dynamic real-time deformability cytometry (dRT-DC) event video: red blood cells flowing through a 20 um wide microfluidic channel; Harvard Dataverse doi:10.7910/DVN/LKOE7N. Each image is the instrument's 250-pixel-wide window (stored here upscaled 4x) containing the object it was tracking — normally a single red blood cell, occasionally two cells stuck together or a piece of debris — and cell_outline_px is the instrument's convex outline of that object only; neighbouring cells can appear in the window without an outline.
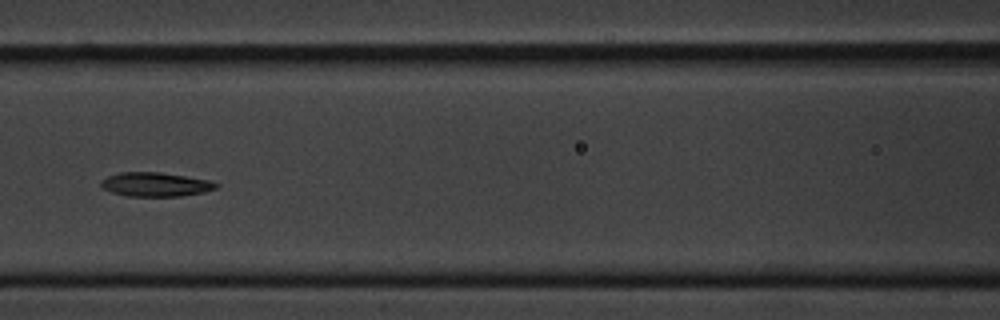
{"species": "common noctule bat (a hibernating species)", "species_latin": "Nyctalus noctula", "temperature_condition": "cold", "stored_images_in_passage": 11, "camera_frame_rate_fps": 3000, "um_per_image_px": 0.085, "animal": {"sex": "male", "body_mass_g": 20.1, "forearm_length_mm": 53.5}, "frame": {"image": 1, "passage_image": 7, "time_ms": 7.667, "image_size_px": [1000, 320], "cell_outline_px": [[220, 184], [216, 188], [204, 192], [180, 196], [128, 196], [112, 192], [100, 188], [100, 180], [108, 176], [120, 172], [160, 172], [208, 180]], "centroid_in_image_um": [13.17, 15.67], "position_along_channel_um": 153.4, "area_um2": 16.13}}
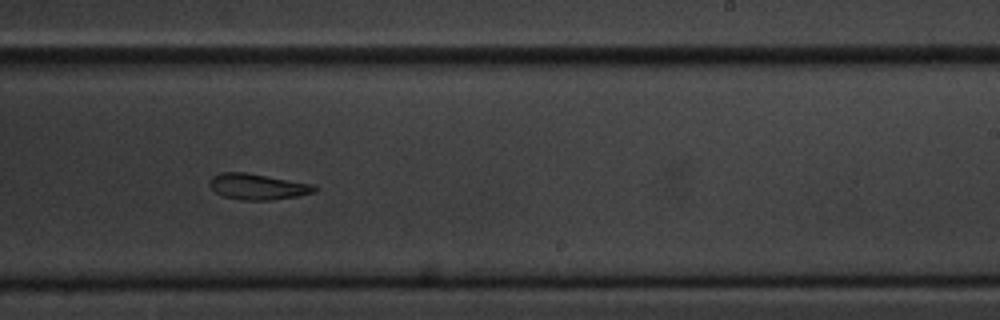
{"frame": {"image": 2, "passage_image": 10, "time_ms": 11.0, "image_size_px": [1000, 320], "cell_outline_px": [[320, 188], [316, 192], [296, 196], [272, 200], [240, 200], [224, 196], [216, 192], [208, 184], [208, 180], [212, 176], [220, 172], [248, 172], [316, 184]], "centroid_in_image_um": [21.94, 15.85], "position_along_channel_um": 267.1, "area_um2": 16.24}}
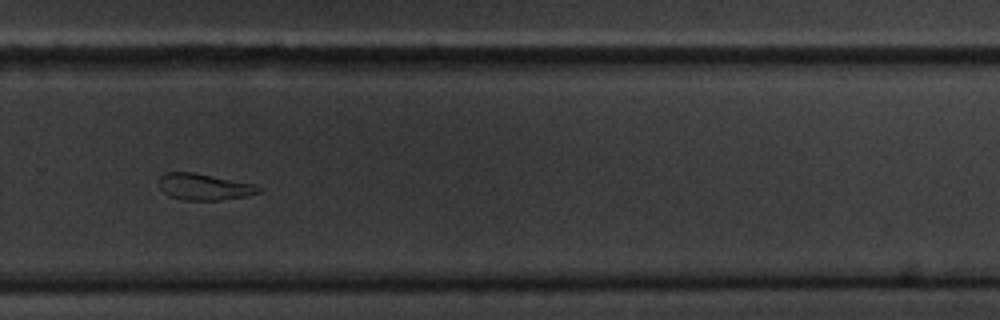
{"frame": {"image": 3, "passage_image": 11, "time_ms": 12.333, "image_size_px": [1000, 320], "cell_outline_px": [[264, 188], [260, 192], [248, 196], [220, 200], [184, 200], [168, 196], [160, 188], [160, 176], [168, 172], [192, 172], [256, 184]], "centroid_in_image_um": [17.4, 15.89], "position_along_channel_um": 312.4, "area_um2": 15.43}}